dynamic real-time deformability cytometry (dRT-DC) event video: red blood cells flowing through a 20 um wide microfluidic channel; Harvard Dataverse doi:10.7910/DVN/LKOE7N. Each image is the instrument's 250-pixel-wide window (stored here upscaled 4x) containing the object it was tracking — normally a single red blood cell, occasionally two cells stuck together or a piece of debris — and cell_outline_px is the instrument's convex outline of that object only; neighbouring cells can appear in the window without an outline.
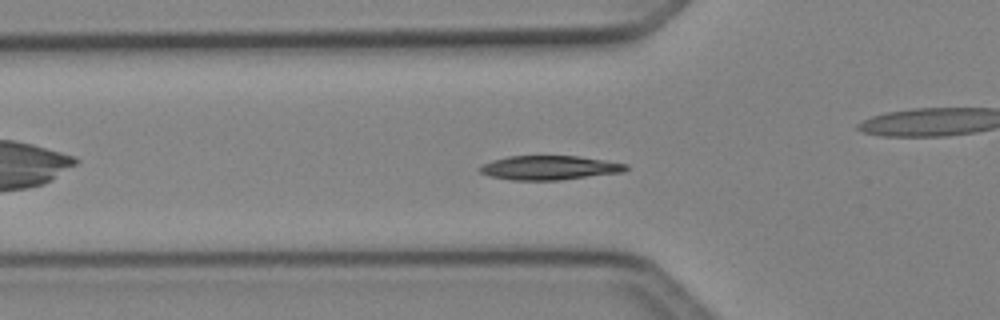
{"species": "Egyptian fruit bat (a non-hibernating species)", "species_latin": "Rousettus aegyptiacus", "temperature_condition": "cold", "stored_images_in_passage": 43, "camera_frame_rate_fps": 3000, "um_per_image_px": 0.085, "animal": {"sex": "female"}, "frame": {"image": 1, "passage_image": 9, "time_ms": 2.667, "image_size_px": [1000, 320], "cell_outline_px": [[628, 168], [624, 172], [560, 180], [512, 180], [488, 176], [480, 172], [480, 168], [484, 164], [492, 160], [508, 156], [580, 156], [628, 164]], "centroid_in_image_um": [46.72, 14.26], "position_along_channel_um": 79.1, "area_um2": 20.58}}
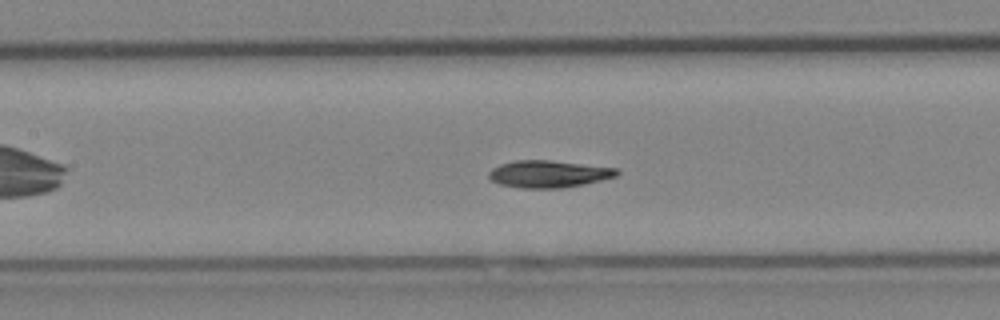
{"frame": {"image": 2, "passage_image": 15, "time_ms": 4.667, "image_size_px": [1000, 320], "cell_outline_px": [[620, 172], [616, 176], [584, 184], [560, 188], [520, 188], [500, 184], [492, 180], [488, 176], [488, 172], [492, 168], [500, 164], [516, 160], [548, 160], [616, 168]], "centroid_in_image_um": [46.59, 14.79], "position_along_channel_um": 160.8, "area_um2": 20.06}}
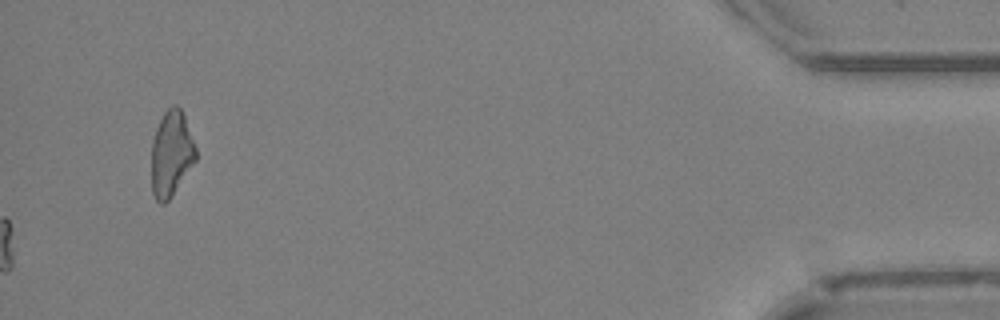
{"frame": {"image": 3, "passage_image": 43, "time_ms": 14.0, "image_size_px": [1000, 320], "cell_outline_px": [[196, 160], [168, 200], [164, 204], [160, 204], [156, 200], [152, 192], [152, 140], [156, 128], [164, 112], [172, 104], [176, 104], [180, 108], [184, 116], [196, 148]], "centroid_in_image_um": [14.55, 13.05], "position_along_channel_um": 420.7, "area_um2": 21.85}, "authors_computed_cell_mechanics": {"area_um2": 19.652, "velocity_mm_per_s": 4.081, "shape_relaxation_time_tau1_ms": 4.0411, "shape_relaxation_time_tau2_ms": 7.681, "deformation_change_tau1": 0.1348, "deformation_change_tau2": 0.1253}}